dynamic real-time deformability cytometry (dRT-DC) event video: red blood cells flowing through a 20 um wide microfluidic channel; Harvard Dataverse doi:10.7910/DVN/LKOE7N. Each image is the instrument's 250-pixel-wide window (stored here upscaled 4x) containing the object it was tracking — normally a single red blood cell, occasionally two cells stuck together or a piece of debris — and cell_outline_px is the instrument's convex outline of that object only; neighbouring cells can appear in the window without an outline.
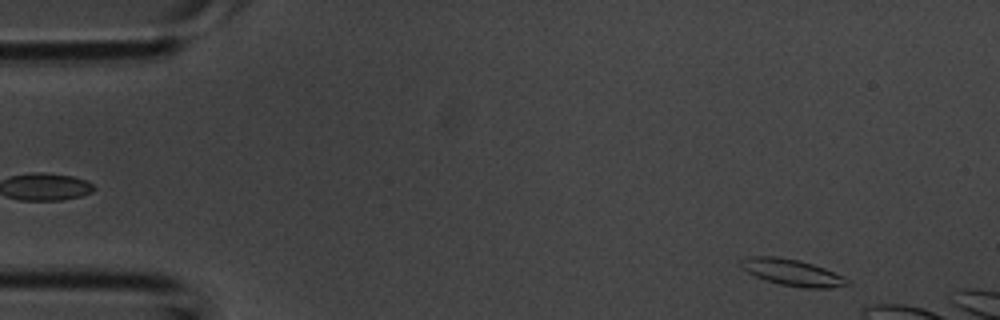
{"species": "common noctule bat (a hibernating species)", "species_latin": "Nyctalus noctula", "temperature_condition": "room temperature", "stored_images_in_passage": 35, "camera_frame_rate_fps": 3000, "um_per_image_px": 0.085, "animal": {"sex": "male", "body_mass_g": 20.1, "forearm_length_mm": 53.5}, "frame": {"image": 1, "passage_image": 3, "time_ms": 0.667, "image_size_px": [1000, 320], "cell_outline_px": [[848, 284], [832, 288], [804, 288], [780, 284], [764, 280], [748, 272], [740, 264], [740, 260], [748, 256], [776, 256], [796, 260], [812, 264], [824, 268], [844, 276], [848, 280]], "centroid_in_image_um": [67.33, 23.16], "position_along_channel_um": 17.7, "area_um2": 16.24}}
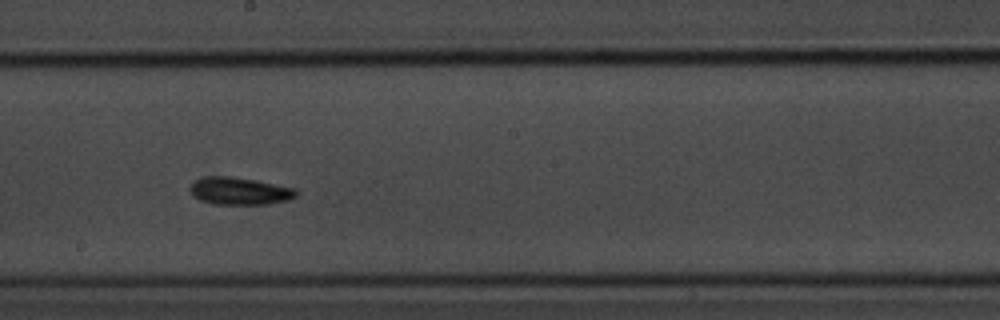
{"frame": {"image": 2, "passage_image": 22, "time_ms": 7.0, "image_size_px": [1000, 320], "cell_outline_px": [[300, 192], [296, 196], [288, 200], [268, 204], [212, 204], [200, 200], [192, 192], [192, 184], [196, 180], [208, 176], [228, 176], [256, 180], [296, 188]], "centroid_in_image_um": [20.44, 16.24], "position_along_channel_um": 227.8, "area_um2": 16.82}}
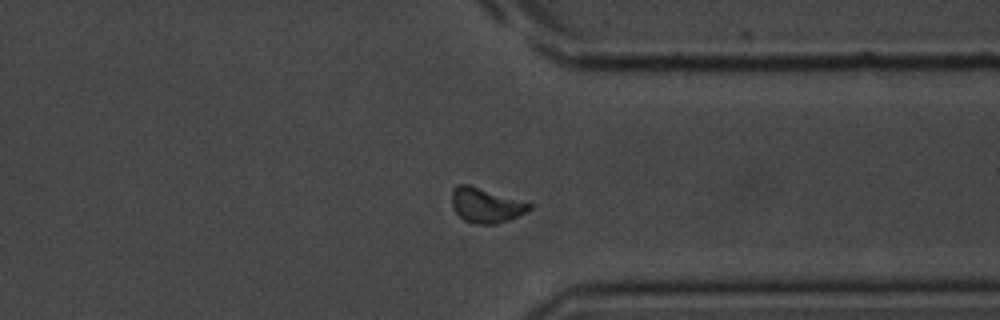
{"frame": {"image": 3, "passage_image": 31, "time_ms": 10.0, "image_size_px": [1000, 320], "cell_outline_px": [[532, 208], [508, 220], [496, 224], [476, 224], [464, 220], [452, 208], [452, 188], [456, 184], [468, 184], [532, 204]], "centroid_in_image_um": [41.25, 17.44], "position_along_channel_um": 370.2, "area_um2": 15.49}}